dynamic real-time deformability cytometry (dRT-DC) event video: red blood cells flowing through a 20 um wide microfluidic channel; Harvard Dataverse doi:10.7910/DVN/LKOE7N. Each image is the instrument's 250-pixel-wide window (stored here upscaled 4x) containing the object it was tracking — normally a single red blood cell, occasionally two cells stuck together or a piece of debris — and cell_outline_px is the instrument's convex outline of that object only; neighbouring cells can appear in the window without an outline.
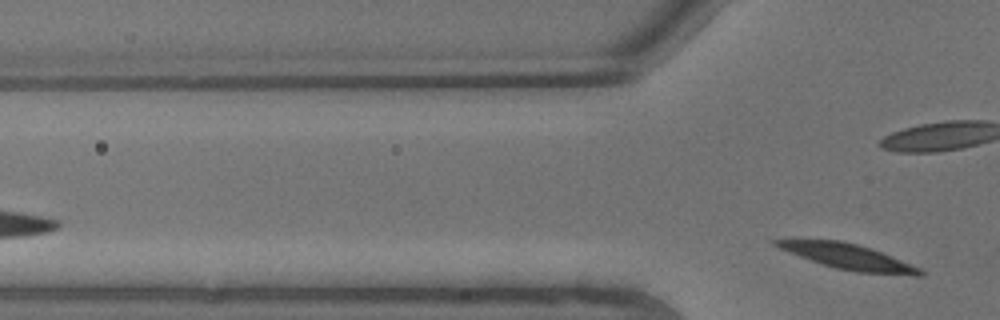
{"species": "common noctule bat (a hibernating species)", "species_latin": "Nyctalus noctula", "temperature_condition": "warm", "stored_images_in_passage": 3, "segment_of_instrument_passage": [2, 2], "camera_frame_rate_fps": 3000, "um_per_image_px": 0.085, "animal": {"sex": "male", "body_mass_g": 13.3}, "frame": {"image": 1, "passage_image": 3, "time_ms": 0.667, "image_size_px": [1000, 320], "cell_outline_px": [[924, 276], [916, 276], [856, 272], [836, 268], [800, 256], [780, 248], [772, 244], [772, 240], [840, 240], [856, 244], [880, 252], [920, 268], [924, 272]], "centroid_in_image_um": [72.14, 21.84], "position_along_channel_um": 53.7, "area_um2": 20.69}}